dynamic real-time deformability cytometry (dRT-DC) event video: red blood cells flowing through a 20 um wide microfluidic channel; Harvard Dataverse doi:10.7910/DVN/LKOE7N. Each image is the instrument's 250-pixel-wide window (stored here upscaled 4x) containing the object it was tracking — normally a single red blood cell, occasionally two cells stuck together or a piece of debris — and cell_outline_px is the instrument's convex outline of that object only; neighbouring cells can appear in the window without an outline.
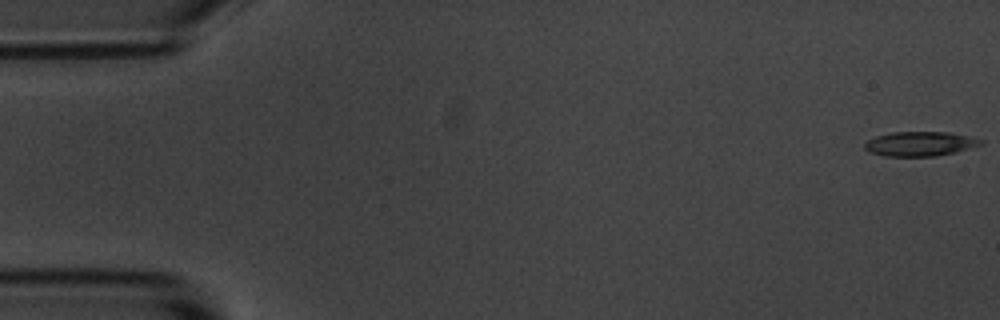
{"species": "common noctule bat (a hibernating species)", "species_latin": "Nyctalus noctula", "temperature_condition": "room temperature", "stored_images_in_passage": 55, "camera_frame_rate_fps": 3000, "um_per_image_px": 0.085, "animal": {"sex": "male", "body_mass_g": 20.1, "forearm_length_mm": 53.5}, "frame": {"image": 1, "passage_image": 1, "time_ms": 0.0, "image_size_px": [1000, 320], "cell_outline_px": [[984, 144], [956, 152], [936, 156], [884, 156], [868, 152], [864, 148], [864, 144], [868, 140], [876, 136], [892, 132], [948, 132], [968, 136], [984, 140]], "centroid_in_image_um": [78.2, 12.23], "position_along_channel_um": 6.8, "area_um2": 16.65}}
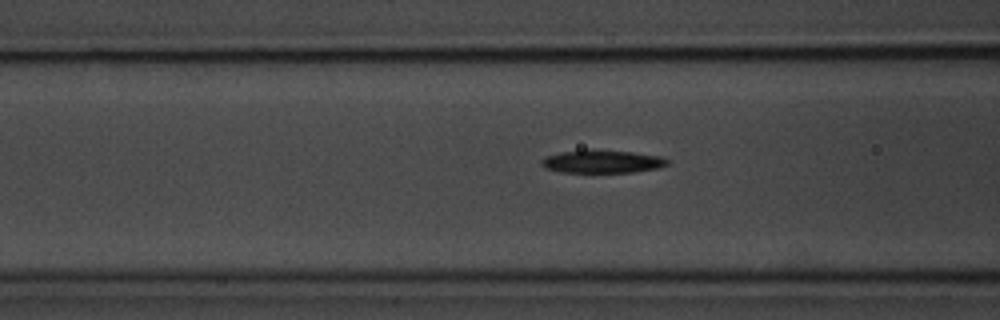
{"frame": {"image": 2, "passage_image": 21, "time_ms": 6.667, "image_size_px": [1000, 320], "cell_outline_px": [[668, 164], [656, 168], [632, 172], [560, 172], [544, 168], [540, 164], [540, 160], [544, 156], [560, 152], [592, 148], [632, 152], [660, 156], [668, 160]], "centroid_in_image_um": [51.1, 13.71], "position_along_channel_um": 115.5, "area_um2": 17.11}}
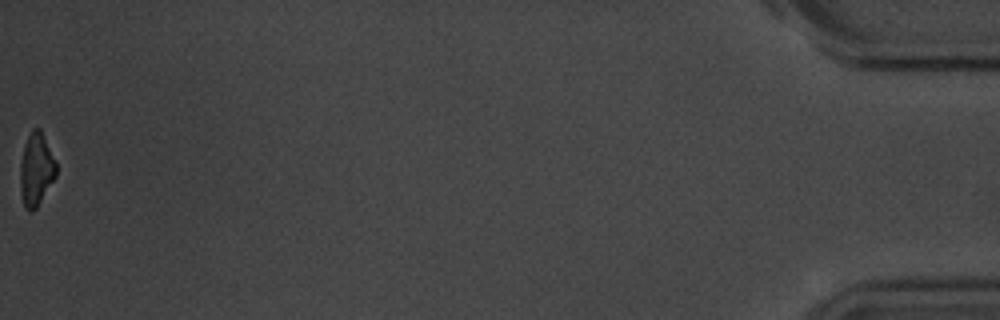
{"frame": {"image": 3, "passage_image": 55, "time_ms": 18.0, "image_size_px": [1000, 320], "cell_outline_px": [[56, 176], [36, 208], [32, 212], [28, 212], [24, 208], [20, 192], [20, 164], [24, 144], [32, 128], [40, 128], [56, 164]], "centroid_in_image_um": [3.04, 14.44], "position_along_channel_um": 432.2, "area_um2": 15.2}, "authors_computed_cell_mechanics": {"area_um2": 17.051, "velocity_mm_per_s": 3.6773, "shape_relaxation_time_tau1_ms": 4.9918, "shape_relaxation_time_tau2_ms": null, "deformation_change_tau1": 0.1449, "deformation_change_tau2": null}}